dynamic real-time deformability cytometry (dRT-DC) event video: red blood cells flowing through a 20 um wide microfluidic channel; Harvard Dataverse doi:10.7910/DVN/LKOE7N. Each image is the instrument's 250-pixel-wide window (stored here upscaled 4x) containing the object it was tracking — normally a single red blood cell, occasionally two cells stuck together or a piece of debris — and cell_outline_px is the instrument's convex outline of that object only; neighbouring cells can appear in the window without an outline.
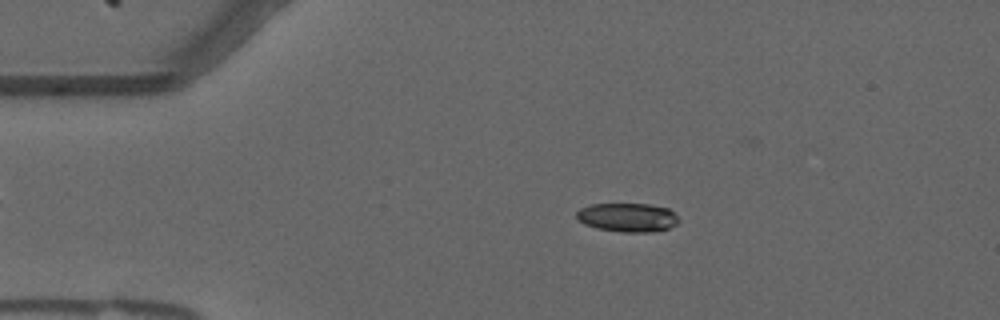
{"species": "common noctule bat (a hibernating species)", "species_latin": "Nyctalus noctula", "temperature_condition": "warm", "stored_images_in_passage": 55, "camera_frame_rate_fps": 3000, "um_per_image_px": 0.085, "animal": {"sex": "male", "forearm_length_mm": 52.5}, "frame": {"image": 1, "passage_image": 10, "time_ms": 3.0, "image_size_px": [1000, 320], "cell_outline_px": [[680, 220], [676, 224], [668, 228], [652, 232], [624, 232], [596, 228], [584, 224], [576, 220], [576, 212], [580, 208], [592, 204], [648, 204], [668, 208]], "centroid_in_image_um": [53.31, 18.48], "position_along_channel_um": 31.7, "area_um2": 17.17}}
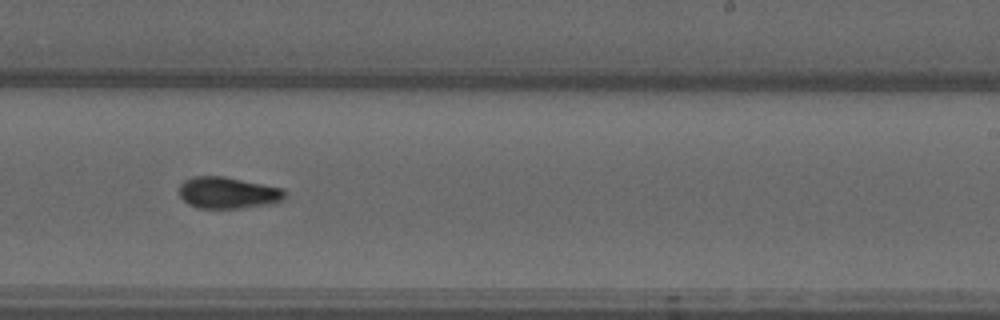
{"frame": {"image": 2, "passage_image": 33, "time_ms": 10.667, "image_size_px": [1000, 320], "cell_outline_px": [[284, 200], [276, 204], [240, 208], [196, 208], [188, 204], [180, 196], [180, 184], [184, 180], [192, 176], [224, 176], [280, 188], [284, 192]], "centroid_in_image_um": [19.35, 16.4], "position_along_channel_um": 269.6, "area_um2": 19.48}}
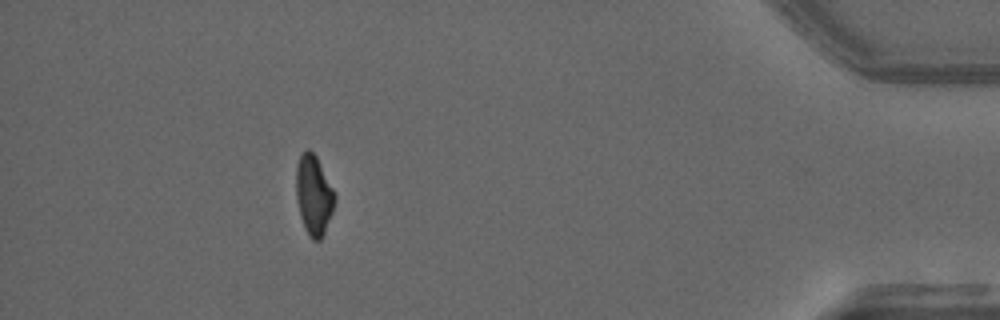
{"frame": {"image": 3, "passage_image": 49, "time_ms": 16.0, "image_size_px": [1000, 320], "cell_outline_px": [[336, 200], [332, 212], [324, 232], [320, 240], [312, 240], [304, 228], [300, 216], [296, 200], [296, 168], [300, 156], [308, 148], [316, 156], [336, 192]], "centroid_in_image_um": [26.67, 16.58], "position_along_channel_um": 408.5, "area_um2": 18.03}, "authors_computed_cell_mechanics": {"area_um2": 18.207, "velocity_mm_per_s": 3.7143, "shape_relaxation_time_tau1_ms": 4.8695, "shape_relaxation_time_tau2_ms": 3.7677, "deformation_change_tau1": 0.161, "deformation_change_tau2": 0.0929}}